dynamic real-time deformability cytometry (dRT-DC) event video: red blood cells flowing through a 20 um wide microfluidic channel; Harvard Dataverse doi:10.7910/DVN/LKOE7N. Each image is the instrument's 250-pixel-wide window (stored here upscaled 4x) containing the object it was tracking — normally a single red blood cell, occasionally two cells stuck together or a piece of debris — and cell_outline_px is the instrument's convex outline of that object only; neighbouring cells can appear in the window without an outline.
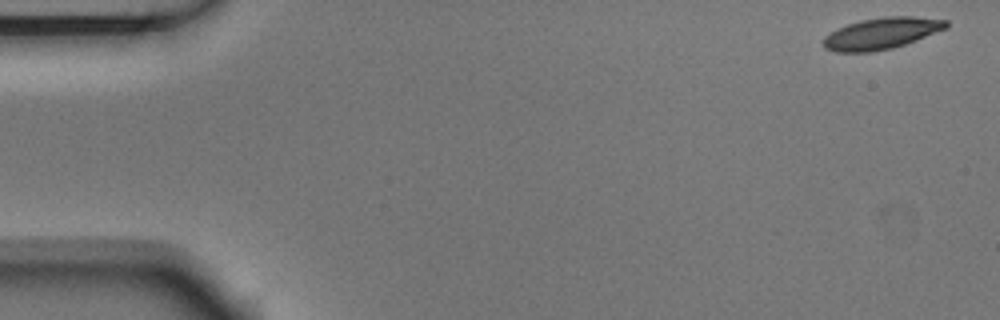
{"species": "Egyptian fruit bat (a non-hibernating species)", "species_latin": "Rousettus aegyptiacus", "temperature_condition": "room temperature", "stored_images_in_passage": 9, "camera_frame_rate_fps": 3000, "um_per_image_px": 0.085, "animal": {"sex": "male"}, "frame": {"image": 1, "passage_image": 1, "time_ms": 0.0, "image_size_px": [1000, 320], "cell_outline_px": [[948, 28], [916, 40], [892, 48], [872, 52], [836, 52], [824, 48], [824, 36], [848, 24], [860, 20], [884, 16], [912, 16], [948, 20]], "centroid_in_image_um": [74.96, 2.83], "position_along_channel_um": 10.0, "area_um2": 22.43}}